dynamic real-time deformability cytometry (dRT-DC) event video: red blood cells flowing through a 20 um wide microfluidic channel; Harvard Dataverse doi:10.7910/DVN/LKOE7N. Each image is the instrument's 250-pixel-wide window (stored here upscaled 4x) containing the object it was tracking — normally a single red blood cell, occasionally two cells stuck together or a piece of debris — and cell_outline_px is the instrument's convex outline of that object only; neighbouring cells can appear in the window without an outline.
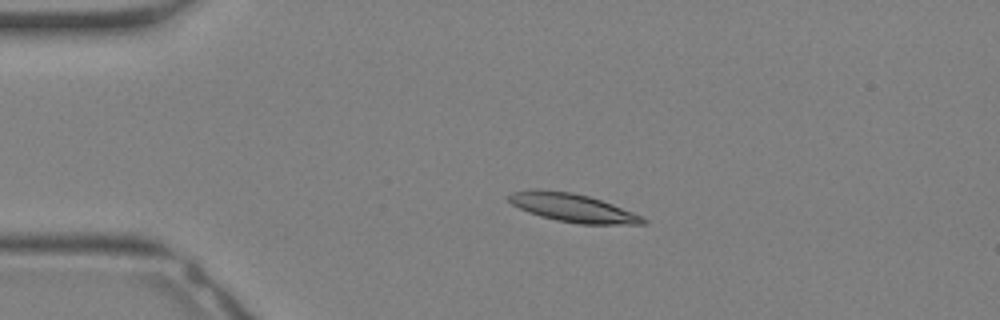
{"species": "Egyptian fruit bat (a non-hibernating species)", "species_latin": "Rousettus aegyptiacus", "temperature_condition": "warm", "stored_images_in_passage": 13, "camera_frame_rate_fps": 3000, "um_per_image_px": 0.085, "animal": {"sex": "female"}, "frame": {"image": 1, "passage_image": 8, "time_ms": 2.333, "image_size_px": [1000, 320], "cell_outline_px": [[648, 224], [580, 224], [556, 220], [540, 216], [528, 212], [512, 204], [508, 200], [508, 196], [512, 192], [536, 188], [572, 192], [588, 196], [612, 204], [632, 212], [648, 220]], "centroid_in_image_um": [48.65, 17.65], "position_along_channel_um": 36.3, "area_um2": 22.08}}
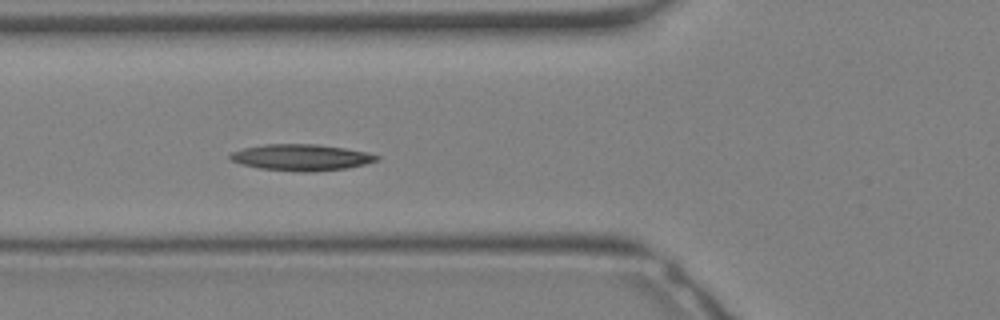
{"frame": {"image": 2, "passage_image": 13, "time_ms": 4.0, "image_size_px": [1000, 320], "cell_outline_px": [[380, 160], [348, 168], [312, 172], [300, 172], [260, 168], [240, 164], [228, 160], [228, 156], [232, 152], [244, 148], [264, 144], [316, 144], [344, 148], [368, 152], [380, 156]], "centroid_in_image_um": [25.6, 13.38], "position_along_channel_um": 100.2, "area_um2": 22.66}}